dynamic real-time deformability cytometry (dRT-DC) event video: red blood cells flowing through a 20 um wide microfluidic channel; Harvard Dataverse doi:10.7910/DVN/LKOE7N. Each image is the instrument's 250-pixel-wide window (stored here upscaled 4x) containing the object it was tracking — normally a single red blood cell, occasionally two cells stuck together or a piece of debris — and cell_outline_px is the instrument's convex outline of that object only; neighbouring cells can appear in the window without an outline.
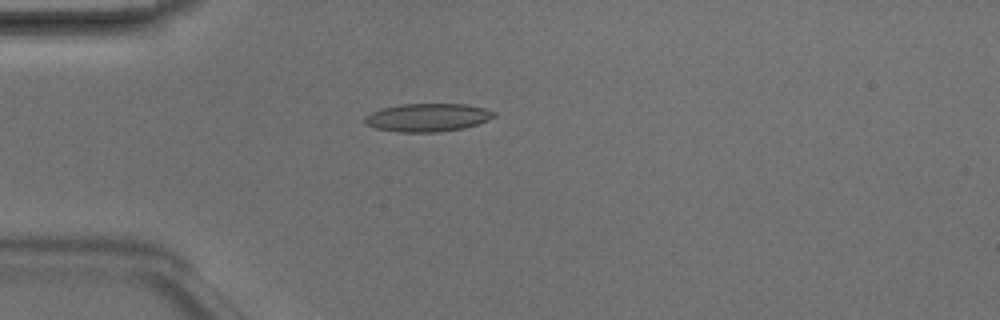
{"species": "Egyptian fruit bat (a non-hibernating species)", "species_latin": "Rousettus aegyptiacus", "temperature_condition": "room temperature", "stored_images_in_passage": 48, "camera_frame_rate_fps": 3000, "um_per_image_px": 0.085, "animal": {"sex": "male"}, "frame": {"image": 1, "passage_image": 13, "time_ms": 4.0, "image_size_px": [1000, 320], "cell_outline_px": [[496, 116], [488, 120], [464, 128], [440, 132], [400, 132], [376, 128], [368, 124], [364, 120], [364, 116], [380, 108], [400, 104], [464, 104], [484, 108], [496, 112]], "centroid_in_image_um": [36.35, 9.98], "position_along_channel_um": 48.6, "area_um2": 21.15}}
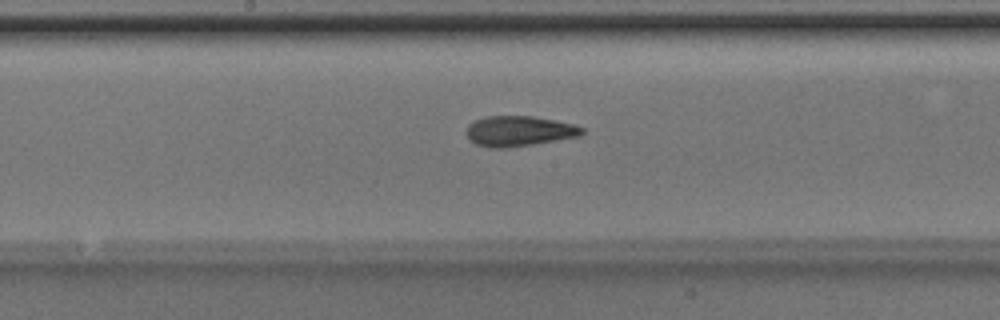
{"frame": {"image": 2, "passage_image": 25, "time_ms": 8.0, "image_size_px": [1000, 320], "cell_outline_px": [[584, 132], [580, 136], [508, 148], [492, 148], [476, 144], [468, 136], [468, 124], [484, 116], [532, 116], [572, 124], [584, 128]], "centroid_in_image_um": [44.12, 11.14], "position_along_channel_um": 204.1, "area_um2": 20.11}}
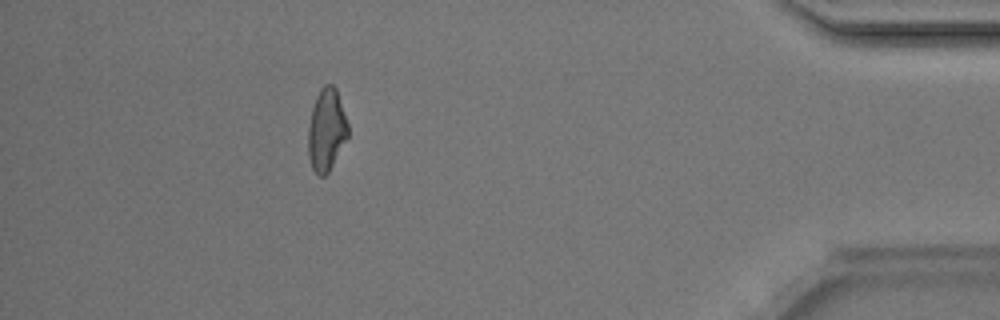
{"frame": {"image": 3, "passage_image": 43, "time_ms": 14.0, "image_size_px": [1000, 320], "cell_outline_px": [[348, 136], [328, 172], [324, 176], [320, 176], [312, 168], [308, 156], [308, 128], [312, 108], [316, 96], [320, 88], [324, 84], [332, 84], [336, 88], [348, 124]], "centroid_in_image_um": [27.74, 11.02], "position_along_channel_um": 407.5, "area_um2": 18.96}, "authors_computed_cell_mechanics": {"area_um2": 19.8832, "velocity_mm_per_s": 4.2373, "shape_relaxation_time_tau1_ms": 4.1241, "shape_relaxation_time_tau2_ms": 2.1211, "deformation_change_tau1": 0.1702, "deformation_change_tau2": 0.1105}}